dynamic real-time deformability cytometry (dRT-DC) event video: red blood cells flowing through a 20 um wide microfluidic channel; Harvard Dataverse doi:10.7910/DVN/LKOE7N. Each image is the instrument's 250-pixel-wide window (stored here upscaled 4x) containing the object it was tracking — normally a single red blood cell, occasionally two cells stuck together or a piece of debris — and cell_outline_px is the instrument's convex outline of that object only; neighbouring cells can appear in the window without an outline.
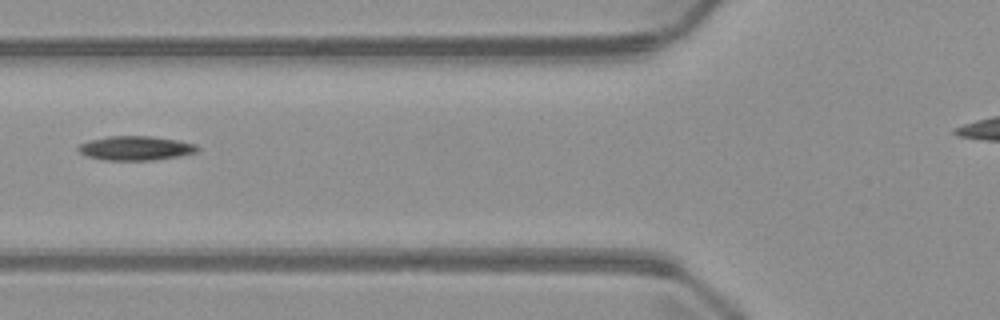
{"species": "common noctule bat (a hibernating species)", "species_latin": "Nyctalus noctula", "temperature_condition": "warm", "stored_images_in_passage": 5, "camera_frame_rate_fps": 3000, "um_per_image_px": 0.085, "animal": {"sex": "male", "body_mass_g": 23.1, "forearm_length_mm": 52.7}, "frame": {"image": 1, "passage_image": 5, "time_ms": 4.333, "image_size_px": [1000, 320], "cell_outline_px": [[200, 152], [180, 156], [152, 160], [104, 160], [88, 156], [80, 152], [76, 148], [80, 144], [88, 140], [108, 136], [152, 136], [176, 140], [196, 144], [200, 148]], "centroid_in_image_um": [11.56, 12.59], "position_along_channel_um": 114.2, "area_um2": 16.94}}